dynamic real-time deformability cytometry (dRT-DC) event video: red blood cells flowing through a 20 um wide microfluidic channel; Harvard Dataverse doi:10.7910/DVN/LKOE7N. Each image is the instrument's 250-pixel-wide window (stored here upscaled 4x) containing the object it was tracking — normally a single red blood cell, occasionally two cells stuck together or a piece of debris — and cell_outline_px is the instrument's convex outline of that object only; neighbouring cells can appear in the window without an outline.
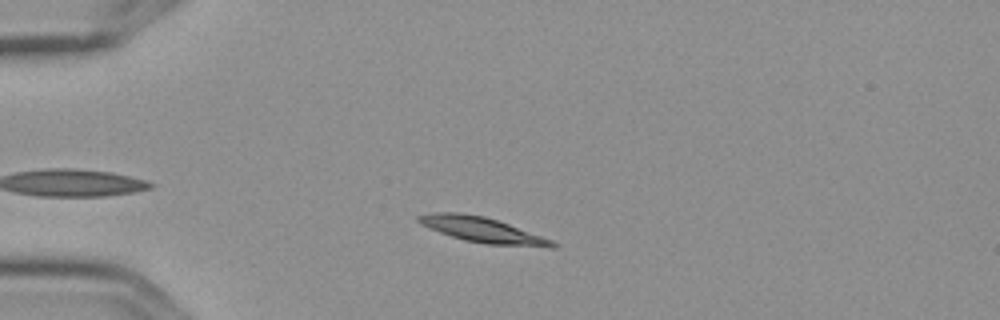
{"species": "Egyptian fruit bat (a non-hibernating species)", "species_latin": "Rousettus aegyptiacus", "temperature_condition": "cold", "stored_images_in_passage": 3, "camera_frame_rate_fps": 3000, "um_per_image_px": 0.085, "frame": {"image": 1, "passage_image": 2, "time_ms": 0.333, "image_size_px": [1000, 320], "cell_outline_px": [[560, 244], [556, 248], [548, 248], [484, 244], [464, 240], [440, 232], [420, 224], [416, 220], [416, 216], [432, 212], [460, 212], [484, 216], [508, 224], [552, 240]], "centroid_in_image_um": [41.03, 19.55], "position_along_channel_um": 44.0, "area_um2": 19.83}}